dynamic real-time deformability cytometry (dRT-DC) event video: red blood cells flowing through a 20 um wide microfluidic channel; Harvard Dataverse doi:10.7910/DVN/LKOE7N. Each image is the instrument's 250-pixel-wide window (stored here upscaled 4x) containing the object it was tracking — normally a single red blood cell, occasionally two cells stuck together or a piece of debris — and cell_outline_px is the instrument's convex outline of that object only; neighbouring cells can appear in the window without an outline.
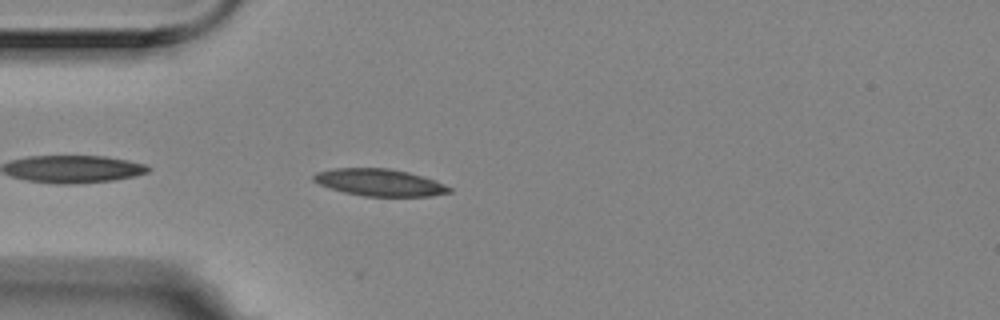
{"species": "Egyptian fruit bat (a non-hibernating species)", "species_latin": "Rousettus aegyptiacus", "temperature_condition": "room temperature", "stored_images_in_passage": 2, "camera_frame_rate_fps": 3000, "um_per_image_px": 0.085, "animal": {"sex": "female"}, "frame": {"image": 1, "passage_image": 2, "time_ms": 0.333, "image_size_px": [1000, 320], "cell_outline_px": [[452, 192], [428, 196], [364, 196], [344, 192], [320, 184], [312, 180], [312, 176], [316, 172], [336, 168], [388, 168], [408, 172], [436, 180], [452, 188]], "centroid_in_image_um": [32.28, 15.5], "position_along_channel_um": 52.7, "area_um2": 21.27}}